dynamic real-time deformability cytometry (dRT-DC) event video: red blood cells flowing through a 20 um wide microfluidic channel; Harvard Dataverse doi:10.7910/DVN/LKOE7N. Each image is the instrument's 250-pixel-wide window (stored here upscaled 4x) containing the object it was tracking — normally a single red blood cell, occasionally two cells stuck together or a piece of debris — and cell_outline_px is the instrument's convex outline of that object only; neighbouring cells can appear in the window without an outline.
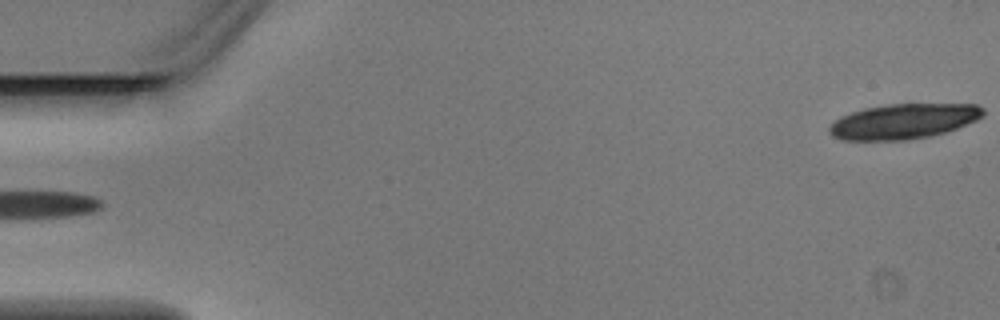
{"species": "Egyptian fruit bat (a non-hibernating species)", "species_latin": "Rousettus aegyptiacus", "temperature_condition": "warm", "stored_images_in_passage": 4, "segment_of_instrument_passage": [2, 2], "camera_frame_rate_fps": 3000, "um_per_image_px": 0.085, "animal": {"sex": "male"}, "frame": {"image": 1, "passage_image": 4, "time_ms": 1.0, "image_size_px": [1000, 320], "cell_outline_px": [[984, 116], [976, 120], [956, 128], [944, 132], [928, 136], [904, 140], [840, 140], [832, 136], [828, 132], [828, 128], [840, 116], [864, 108], [888, 104], [976, 104], [984, 108]], "centroid_in_image_um": [76.78, 10.31], "position_along_channel_um": 8.2, "area_um2": 31.39}}